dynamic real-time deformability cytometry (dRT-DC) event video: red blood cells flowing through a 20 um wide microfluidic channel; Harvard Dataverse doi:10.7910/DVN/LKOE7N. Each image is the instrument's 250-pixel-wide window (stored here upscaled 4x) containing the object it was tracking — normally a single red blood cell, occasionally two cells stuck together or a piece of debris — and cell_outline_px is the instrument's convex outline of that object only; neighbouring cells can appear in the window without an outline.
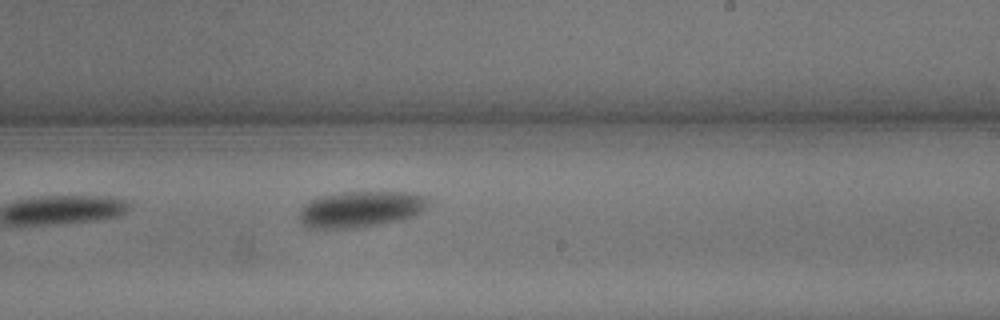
{"species": "common noctule bat (a hibernating species)", "species_latin": "Nyctalus noctula", "temperature_condition": "warm", "stored_images_in_passage": 10, "camera_frame_rate_fps": 3000, "um_per_image_px": 0.085, "animal": {"sex": "male", "body_mass_g": 13.3}, "frame": {"image": 1, "passage_image": 10, "time_ms": 3.0, "image_size_px": [1000, 320], "cell_outline_px": [[432, 200], [416, 216], [400, 220], [380, 224], [356, 228], [308, 228], [300, 224], [300, 212], [304, 204], [308, 200], [320, 196], [340, 192], [416, 192], [428, 196]], "centroid_in_image_um": [30.69, 17.77], "position_along_channel_um": 258.3, "area_um2": 27.63}}